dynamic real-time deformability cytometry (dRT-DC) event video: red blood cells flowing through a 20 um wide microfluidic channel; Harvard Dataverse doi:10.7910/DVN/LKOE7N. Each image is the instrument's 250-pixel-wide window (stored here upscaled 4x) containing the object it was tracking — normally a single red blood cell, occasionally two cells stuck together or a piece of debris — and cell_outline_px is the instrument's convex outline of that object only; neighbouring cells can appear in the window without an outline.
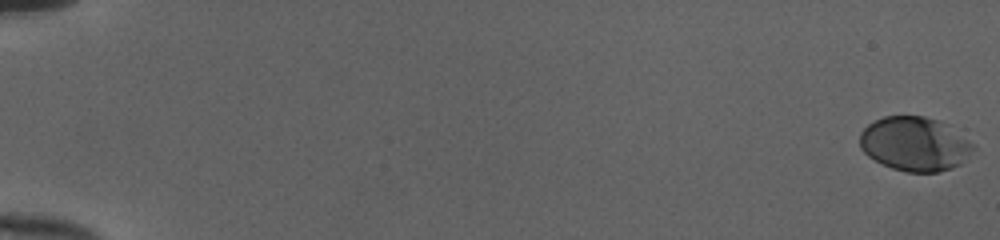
{"species": "human", "species_latin": "Homo sapiens", "temperature_condition": "cold", "stored_images_in_passage": 54, "camera_frame_rate_fps": 3000, "um_per_image_px": 0.085, "donor": {"sex": "female"}, "frame": {"image": 1, "passage_image": 1, "time_ms": 0.0, "image_size_px": [1000, 240], "cell_outline_px": [[976, 148], [960, 164], [952, 168], [936, 172], [908, 172], [892, 168], [868, 156], [860, 148], [860, 132], [868, 124], [884, 116], [924, 116], [940, 120], [948, 124], [976, 144]], "centroid_in_image_um": [77.79, 12.22], "position_along_channel_um": 7.2, "area_um2": 36.01}}
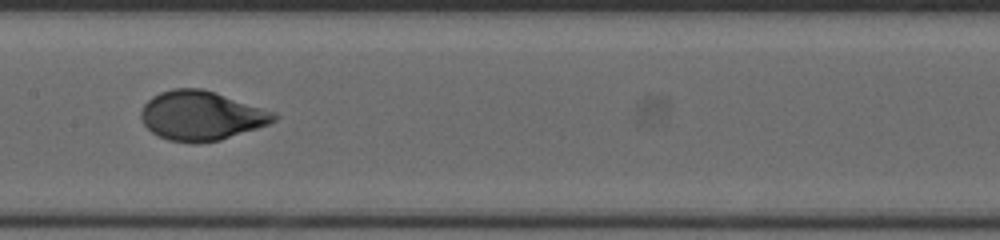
{"frame": {"image": 2, "passage_image": 30, "time_ms": 9.667, "image_size_px": [1000, 240], "cell_outline_px": [[280, 116], [276, 120], [268, 124], [220, 140], [168, 140], [152, 132], [144, 124], [140, 116], [140, 112], [144, 104], [152, 96], [160, 92], [172, 88], [200, 88], [216, 92], [276, 112]], "centroid_in_image_um": [17.12, 9.78], "position_along_channel_um": 190.3, "area_um2": 37.57}}
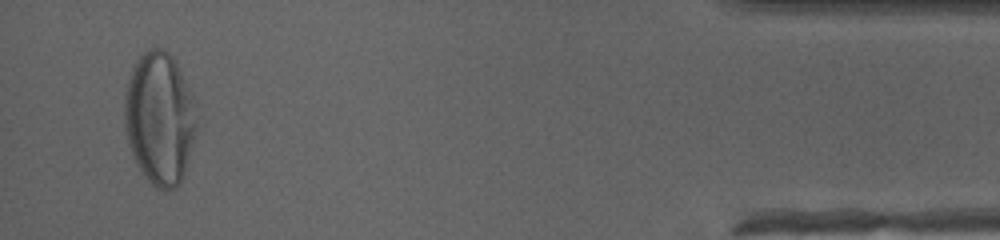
{"frame": {"image": 3, "passage_image": 52, "time_ms": 17.0, "image_size_px": [1000, 240], "cell_outline_px": [[196, 124], [192, 148], [180, 184], [176, 188], [156, 188], [144, 176], [132, 156], [128, 144], [124, 128], [124, 96], [128, 80], [132, 68], [136, 60], [148, 48], [164, 48], [176, 60], [196, 104]], "centroid_in_image_um": [13.55, 10.03], "position_along_channel_um": 421.6, "area_um2": 56.01}, "authors_computed_cell_mechanics": {"area_um2": 37.3966, "velocity_mm_per_s": 4.0036, "shape_relaxation_time_tau1_ms": 3.8557, "shape_relaxation_time_tau2_ms": null, "deformation_change_tau1": 0.2009, "deformation_change_tau2": null}}